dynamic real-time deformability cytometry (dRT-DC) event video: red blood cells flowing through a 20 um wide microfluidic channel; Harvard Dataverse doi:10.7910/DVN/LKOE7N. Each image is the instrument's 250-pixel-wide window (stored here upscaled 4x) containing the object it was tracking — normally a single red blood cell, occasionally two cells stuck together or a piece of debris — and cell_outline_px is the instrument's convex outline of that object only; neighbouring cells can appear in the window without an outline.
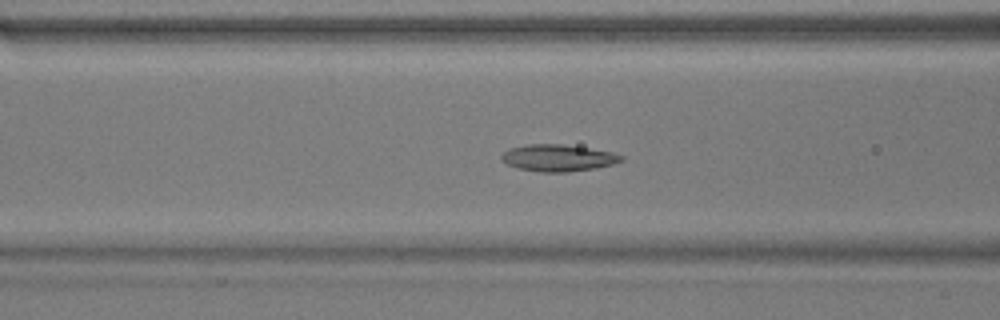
{"species": "common noctule bat (a hibernating species)", "species_latin": "Nyctalus noctula", "temperature_condition": "warm", "stored_images_in_passage": 53, "camera_frame_rate_fps": 3000, "um_per_image_px": 0.085, "animal": {"sex": "male", "body_mass_g": 17.9}, "frame": {"image": 1, "passage_image": 21, "time_ms": 6.667, "image_size_px": [1000, 320], "cell_outline_px": [[624, 160], [612, 164], [596, 168], [568, 172], [540, 172], [520, 168], [508, 164], [500, 160], [500, 156], [508, 148], [524, 144], [564, 144], [612, 152], [624, 156]], "centroid_in_image_um": [47.42, 13.41], "position_along_channel_um": 119.2, "area_um2": 18.79}}
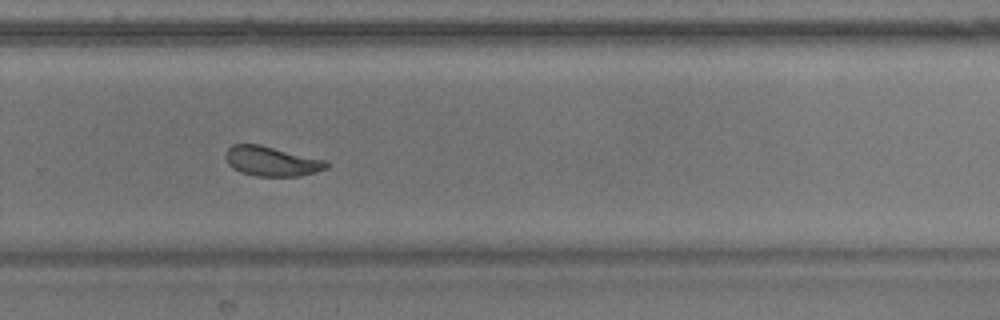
{"frame": {"image": 2, "passage_image": 36, "time_ms": 11.667, "image_size_px": [1000, 320], "cell_outline_px": [[328, 168], [316, 172], [300, 176], [256, 176], [240, 172], [232, 168], [228, 164], [224, 156], [224, 152], [232, 144], [260, 144], [328, 160]], "centroid_in_image_um": [23.09, 13.7], "position_along_channel_um": 306.7, "area_um2": 17.8}}
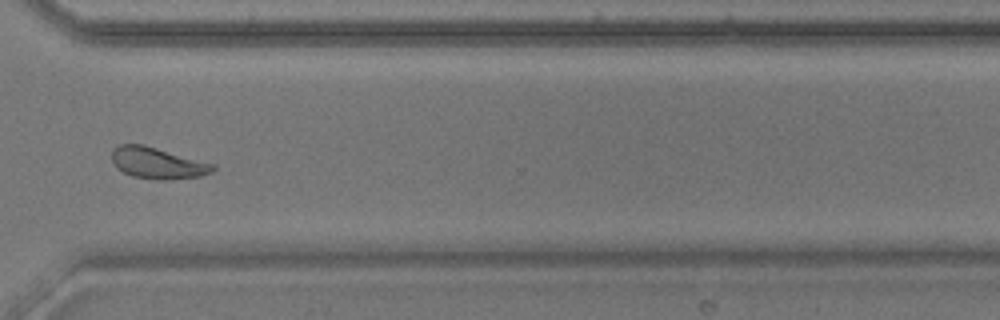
{"frame": {"image": 3, "passage_image": 40, "time_ms": 13.0, "image_size_px": [1000, 320], "cell_outline_px": [[216, 168], [212, 172], [200, 176], [164, 180], [160, 180], [132, 176], [116, 168], [112, 160], [112, 152], [120, 144], [144, 144], [216, 164]], "centroid_in_image_um": [13.42, 13.85], "position_along_channel_um": 357.2, "area_um2": 18.5}, "authors_computed_cell_mechanics": {"area_um2": 18.9006, "velocity_mm_per_s": 3.7554, "shape_relaxation_time_tau1_ms": 2.8328, "shape_relaxation_time_tau2_ms": 1.6556, "deformation_change_tau1": 0.1175, "deformation_change_tau2": 0.0772}}